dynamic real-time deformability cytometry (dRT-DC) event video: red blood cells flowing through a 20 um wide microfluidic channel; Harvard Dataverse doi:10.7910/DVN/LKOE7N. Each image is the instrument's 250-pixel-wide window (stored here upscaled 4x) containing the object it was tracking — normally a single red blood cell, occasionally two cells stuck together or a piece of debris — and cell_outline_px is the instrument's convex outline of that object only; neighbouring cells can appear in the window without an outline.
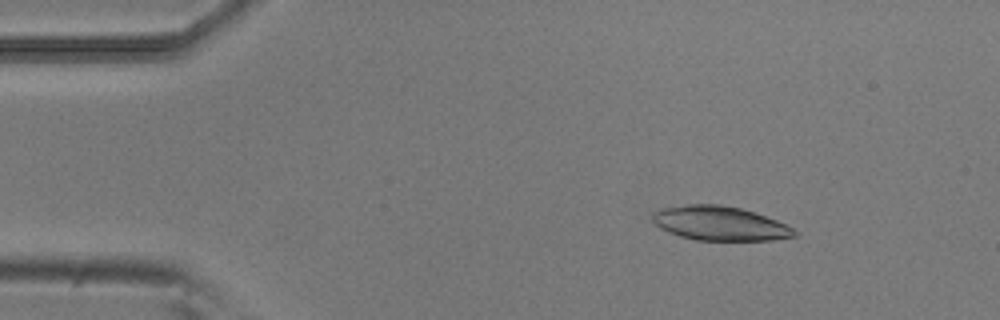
{"species": "common noctule bat (a hibernating species)", "species_latin": "Nyctalus noctula", "temperature_condition": "room temperature", "stored_images_in_passage": 17, "camera_frame_rate_fps": 3000, "um_per_image_px": 0.085, "animal": {"sex": "male", "body_mass_g": 20.5, "forearm_length_mm": 52.5}, "frame": {"image": 1, "passage_image": 8, "time_ms": 2.333, "image_size_px": [1000, 320], "cell_outline_px": [[784, 236], [756, 240], [708, 240], [688, 236], [676, 232], [684, 208], [732, 208], [748, 212], [760, 216], [780, 224]], "centroid_in_image_um": [61.76, 19.12], "position_along_channel_um": 23.2, "area_um2": 19.94}}